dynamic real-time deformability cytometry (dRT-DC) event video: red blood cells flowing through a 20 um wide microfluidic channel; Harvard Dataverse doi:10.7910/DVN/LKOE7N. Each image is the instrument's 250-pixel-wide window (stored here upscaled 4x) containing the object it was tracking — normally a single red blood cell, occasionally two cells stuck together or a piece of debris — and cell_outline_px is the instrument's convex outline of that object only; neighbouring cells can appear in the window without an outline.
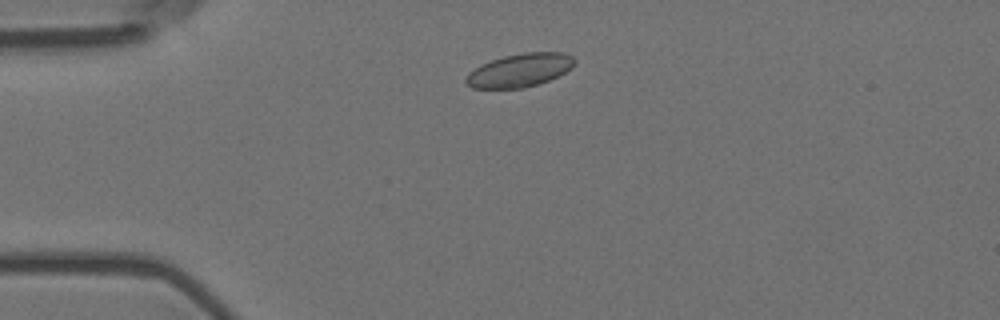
{"species": "Egyptian fruit bat (a non-hibernating species)", "species_latin": "Rousettus aegyptiacus", "temperature_condition": "room temperature", "stored_images_in_passage": 3, "camera_frame_rate_fps": 3000, "um_per_image_px": 0.085, "animal": {"sex": "female"}, "frame": {"image": 1, "passage_image": 2, "time_ms": 0.333, "image_size_px": [1000, 320], "cell_outline_px": [[576, 64], [572, 68], [548, 80], [524, 88], [472, 88], [464, 84], [464, 76], [468, 72], [480, 64], [504, 56], [524, 52], [564, 52], [572, 56], [576, 60]], "centroid_in_image_um": [44.14, 5.96], "position_along_channel_um": 40.9, "area_um2": 21.27}}